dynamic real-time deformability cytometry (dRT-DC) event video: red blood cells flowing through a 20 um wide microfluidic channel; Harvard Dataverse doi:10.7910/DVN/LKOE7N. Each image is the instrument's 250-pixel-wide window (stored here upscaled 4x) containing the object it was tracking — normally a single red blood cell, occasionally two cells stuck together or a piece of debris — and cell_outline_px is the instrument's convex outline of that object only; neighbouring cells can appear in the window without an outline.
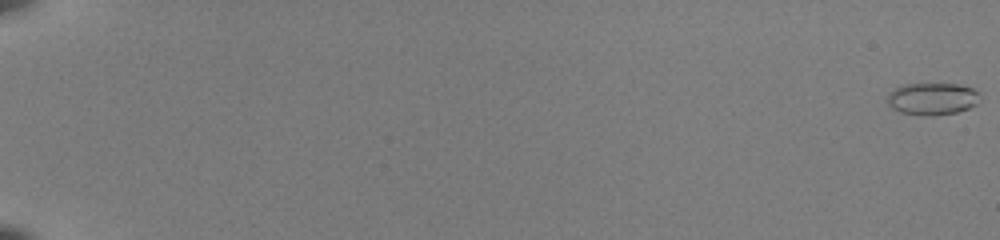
{"species": "common noctule bat (a hibernating species)", "species_latin": "Nyctalus noctula", "temperature_condition": "room temperature", "stored_images_in_passage": 53, "camera_frame_rate_fps": 3000, "um_per_image_px": 0.085, "animal": {"sex": "female", "body_mass_g": 22.0, "forearm_length_mm": 56.7}, "frame": {"image": 1, "passage_image": 1, "time_ms": 0.0, "image_size_px": [1000, 240], "cell_outline_px": [[980, 92], [976, 104], [968, 108], [956, 112], [932, 116], [900, 112], [892, 108], [888, 104], [888, 92], [904, 84], [960, 84], [972, 88]], "centroid_in_image_um": [79.24, 8.39], "position_along_channel_um": 5.8, "area_um2": 17.22}}
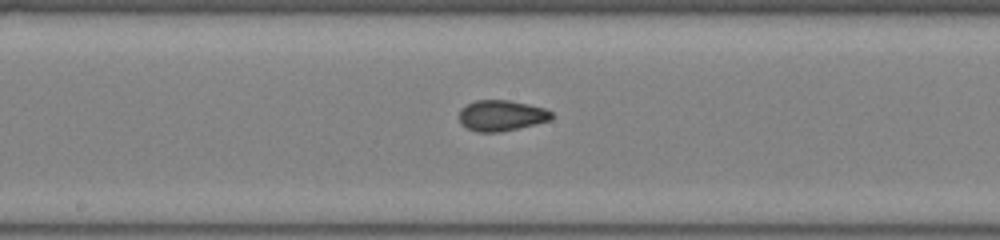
{"frame": {"image": 2, "passage_image": 33, "time_ms": 10.667, "image_size_px": [1000, 240], "cell_outline_px": [[552, 120], [536, 124], [500, 132], [476, 132], [460, 124], [460, 108], [476, 100], [508, 100], [528, 104], [544, 108], [552, 112]], "centroid_in_image_um": [42.62, 9.82], "position_along_channel_um": 205.6, "area_um2": 16.59}}
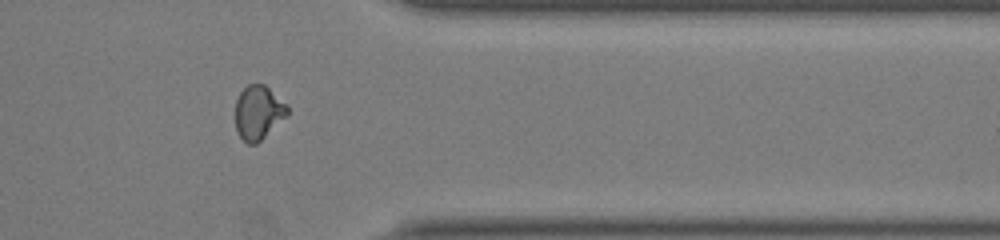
{"frame": {"image": 3, "passage_image": 47, "time_ms": 15.333, "image_size_px": [1000, 240], "cell_outline_px": [[288, 112], [256, 144], [248, 144], [236, 132], [236, 100], [240, 92], [248, 84], [264, 84], [288, 104]], "centroid_in_image_um": [21.93, 9.53], "position_along_channel_um": 389.5, "area_um2": 16.01}}